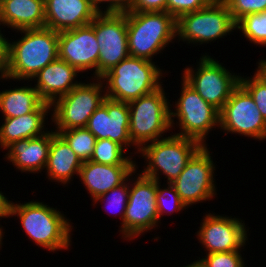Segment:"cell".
I'll return each instance as SVG.
<instances>
[{
  "label": "cell",
  "instance_id": "obj_18",
  "mask_svg": "<svg viewBox=\"0 0 266 267\" xmlns=\"http://www.w3.org/2000/svg\"><path fill=\"white\" fill-rule=\"evenodd\" d=\"M97 14L92 0H45V27L56 32L89 25Z\"/></svg>",
  "mask_w": 266,
  "mask_h": 267
},
{
  "label": "cell",
  "instance_id": "obj_15",
  "mask_svg": "<svg viewBox=\"0 0 266 267\" xmlns=\"http://www.w3.org/2000/svg\"><path fill=\"white\" fill-rule=\"evenodd\" d=\"M90 25L100 48L98 78L129 56L126 13L97 14Z\"/></svg>",
  "mask_w": 266,
  "mask_h": 267
},
{
  "label": "cell",
  "instance_id": "obj_7",
  "mask_svg": "<svg viewBox=\"0 0 266 267\" xmlns=\"http://www.w3.org/2000/svg\"><path fill=\"white\" fill-rule=\"evenodd\" d=\"M165 87L128 103L129 136L140 150L144 145L171 134L169 96ZM167 132L169 134H167Z\"/></svg>",
  "mask_w": 266,
  "mask_h": 267
},
{
  "label": "cell",
  "instance_id": "obj_4",
  "mask_svg": "<svg viewBox=\"0 0 266 267\" xmlns=\"http://www.w3.org/2000/svg\"><path fill=\"white\" fill-rule=\"evenodd\" d=\"M126 19L130 56L153 61L154 56H161L166 47L177 42L176 19L166 11H129Z\"/></svg>",
  "mask_w": 266,
  "mask_h": 267
},
{
  "label": "cell",
  "instance_id": "obj_26",
  "mask_svg": "<svg viewBox=\"0 0 266 267\" xmlns=\"http://www.w3.org/2000/svg\"><path fill=\"white\" fill-rule=\"evenodd\" d=\"M128 198H129V177L122 184L112 188L105 194H102L101 196L92 200L93 202L92 206L95 207V204L104 203V205L101 208H105L104 209L105 212H107V209H109L108 212L112 211L113 215H115V218L116 215L119 216L120 218L119 220L121 221L120 222L121 226H119L120 228L118 231L120 232L119 235L122 237L121 239H123V219L125 216Z\"/></svg>",
  "mask_w": 266,
  "mask_h": 267
},
{
  "label": "cell",
  "instance_id": "obj_3",
  "mask_svg": "<svg viewBox=\"0 0 266 267\" xmlns=\"http://www.w3.org/2000/svg\"><path fill=\"white\" fill-rule=\"evenodd\" d=\"M160 67L155 61L129 55L101 77L106 97L129 103L158 90L168 73Z\"/></svg>",
  "mask_w": 266,
  "mask_h": 267
},
{
  "label": "cell",
  "instance_id": "obj_23",
  "mask_svg": "<svg viewBox=\"0 0 266 267\" xmlns=\"http://www.w3.org/2000/svg\"><path fill=\"white\" fill-rule=\"evenodd\" d=\"M82 161L78 158L67 142L52 129V139L49 148L45 174L48 181L67 187L75 175L78 179ZM57 182V183H56Z\"/></svg>",
  "mask_w": 266,
  "mask_h": 267
},
{
  "label": "cell",
  "instance_id": "obj_28",
  "mask_svg": "<svg viewBox=\"0 0 266 267\" xmlns=\"http://www.w3.org/2000/svg\"><path fill=\"white\" fill-rule=\"evenodd\" d=\"M236 30L249 43L266 47V11L245 15L236 22Z\"/></svg>",
  "mask_w": 266,
  "mask_h": 267
},
{
  "label": "cell",
  "instance_id": "obj_39",
  "mask_svg": "<svg viewBox=\"0 0 266 267\" xmlns=\"http://www.w3.org/2000/svg\"><path fill=\"white\" fill-rule=\"evenodd\" d=\"M9 198L6 196V193L0 191V220L2 218H7V205H8ZM1 222V221H0Z\"/></svg>",
  "mask_w": 266,
  "mask_h": 267
},
{
  "label": "cell",
  "instance_id": "obj_19",
  "mask_svg": "<svg viewBox=\"0 0 266 267\" xmlns=\"http://www.w3.org/2000/svg\"><path fill=\"white\" fill-rule=\"evenodd\" d=\"M52 139V127L42 136L12 142L4 150V159L12 163L16 171L39 174L45 170Z\"/></svg>",
  "mask_w": 266,
  "mask_h": 267
},
{
  "label": "cell",
  "instance_id": "obj_13",
  "mask_svg": "<svg viewBox=\"0 0 266 267\" xmlns=\"http://www.w3.org/2000/svg\"><path fill=\"white\" fill-rule=\"evenodd\" d=\"M219 129L256 141L266 140V121L250 94L239 84L220 110Z\"/></svg>",
  "mask_w": 266,
  "mask_h": 267
},
{
  "label": "cell",
  "instance_id": "obj_17",
  "mask_svg": "<svg viewBox=\"0 0 266 267\" xmlns=\"http://www.w3.org/2000/svg\"><path fill=\"white\" fill-rule=\"evenodd\" d=\"M58 50L59 58L74 67L80 75L93 71L90 78H98L100 48L90 24L58 32Z\"/></svg>",
  "mask_w": 266,
  "mask_h": 267
},
{
  "label": "cell",
  "instance_id": "obj_8",
  "mask_svg": "<svg viewBox=\"0 0 266 267\" xmlns=\"http://www.w3.org/2000/svg\"><path fill=\"white\" fill-rule=\"evenodd\" d=\"M88 80L89 82L81 81L68 94L57 98L51 104V122L48 125H52L56 133L86 127L88 119L102 105L106 98L103 80L101 78H88Z\"/></svg>",
  "mask_w": 266,
  "mask_h": 267
},
{
  "label": "cell",
  "instance_id": "obj_38",
  "mask_svg": "<svg viewBox=\"0 0 266 267\" xmlns=\"http://www.w3.org/2000/svg\"><path fill=\"white\" fill-rule=\"evenodd\" d=\"M256 63L258 65H256L257 68L256 70L254 69V71L266 84V59L265 58L258 59Z\"/></svg>",
  "mask_w": 266,
  "mask_h": 267
},
{
  "label": "cell",
  "instance_id": "obj_1",
  "mask_svg": "<svg viewBox=\"0 0 266 267\" xmlns=\"http://www.w3.org/2000/svg\"><path fill=\"white\" fill-rule=\"evenodd\" d=\"M17 217L28 239L49 252L69 250L72 246L73 223L64 212L44 201L24 203L8 200L7 218Z\"/></svg>",
  "mask_w": 266,
  "mask_h": 267
},
{
  "label": "cell",
  "instance_id": "obj_11",
  "mask_svg": "<svg viewBox=\"0 0 266 267\" xmlns=\"http://www.w3.org/2000/svg\"><path fill=\"white\" fill-rule=\"evenodd\" d=\"M196 63V66L185 67L181 78L207 103L220 111L232 91L239 85L240 73H233L206 52L201 54Z\"/></svg>",
  "mask_w": 266,
  "mask_h": 267
},
{
  "label": "cell",
  "instance_id": "obj_30",
  "mask_svg": "<svg viewBox=\"0 0 266 267\" xmlns=\"http://www.w3.org/2000/svg\"><path fill=\"white\" fill-rule=\"evenodd\" d=\"M165 184V186H164ZM157 181V193L156 204L158 210L159 224H161V218L165 215H173L172 213L183 212L184 209L188 210L187 206L182 202L179 194L171 183H164ZM164 186V187H163Z\"/></svg>",
  "mask_w": 266,
  "mask_h": 267
},
{
  "label": "cell",
  "instance_id": "obj_33",
  "mask_svg": "<svg viewBox=\"0 0 266 267\" xmlns=\"http://www.w3.org/2000/svg\"><path fill=\"white\" fill-rule=\"evenodd\" d=\"M235 22L247 14L266 11V0H223Z\"/></svg>",
  "mask_w": 266,
  "mask_h": 267
},
{
  "label": "cell",
  "instance_id": "obj_20",
  "mask_svg": "<svg viewBox=\"0 0 266 267\" xmlns=\"http://www.w3.org/2000/svg\"><path fill=\"white\" fill-rule=\"evenodd\" d=\"M74 67L59 57L46 65L31 80L40 98L52 104L57 98L68 94L81 81ZM78 80V81H77Z\"/></svg>",
  "mask_w": 266,
  "mask_h": 267
},
{
  "label": "cell",
  "instance_id": "obj_2",
  "mask_svg": "<svg viewBox=\"0 0 266 267\" xmlns=\"http://www.w3.org/2000/svg\"><path fill=\"white\" fill-rule=\"evenodd\" d=\"M21 36L9 40L8 79L31 81L46 65L59 57L58 32L47 28L17 30ZM24 80V81H23Z\"/></svg>",
  "mask_w": 266,
  "mask_h": 267
},
{
  "label": "cell",
  "instance_id": "obj_35",
  "mask_svg": "<svg viewBox=\"0 0 266 267\" xmlns=\"http://www.w3.org/2000/svg\"><path fill=\"white\" fill-rule=\"evenodd\" d=\"M92 4L98 14L127 13L131 0H92Z\"/></svg>",
  "mask_w": 266,
  "mask_h": 267
},
{
  "label": "cell",
  "instance_id": "obj_6",
  "mask_svg": "<svg viewBox=\"0 0 266 267\" xmlns=\"http://www.w3.org/2000/svg\"><path fill=\"white\" fill-rule=\"evenodd\" d=\"M180 80V97L175 105L174 101L170 104L171 128H179L173 134L193 138L206 146L208 135L213 129H219L220 111L207 103L183 78Z\"/></svg>",
  "mask_w": 266,
  "mask_h": 267
},
{
  "label": "cell",
  "instance_id": "obj_21",
  "mask_svg": "<svg viewBox=\"0 0 266 267\" xmlns=\"http://www.w3.org/2000/svg\"><path fill=\"white\" fill-rule=\"evenodd\" d=\"M135 170L136 164L106 165L90 160L82 163L78 178L94 200L122 184Z\"/></svg>",
  "mask_w": 266,
  "mask_h": 267
},
{
  "label": "cell",
  "instance_id": "obj_22",
  "mask_svg": "<svg viewBox=\"0 0 266 267\" xmlns=\"http://www.w3.org/2000/svg\"><path fill=\"white\" fill-rule=\"evenodd\" d=\"M48 117L51 118V104L43 101L31 113L2 119V125L0 122V149L4 151L14 141L44 135L49 131L48 126L46 127V122H49Z\"/></svg>",
  "mask_w": 266,
  "mask_h": 267
},
{
  "label": "cell",
  "instance_id": "obj_31",
  "mask_svg": "<svg viewBox=\"0 0 266 267\" xmlns=\"http://www.w3.org/2000/svg\"><path fill=\"white\" fill-rule=\"evenodd\" d=\"M239 84L250 94L266 121V84L264 81L254 72L251 77L240 74Z\"/></svg>",
  "mask_w": 266,
  "mask_h": 267
},
{
  "label": "cell",
  "instance_id": "obj_12",
  "mask_svg": "<svg viewBox=\"0 0 266 267\" xmlns=\"http://www.w3.org/2000/svg\"><path fill=\"white\" fill-rule=\"evenodd\" d=\"M208 146H202L188 161L178 178L171 183L187 208L218 197L215 179L217 164L213 161V153Z\"/></svg>",
  "mask_w": 266,
  "mask_h": 267
},
{
  "label": "cell",
  "instance_id": "obj_9",
  "mask_svg": "<svg viewBox=\"0 0 266 267\" xmlns=\"http://www.w3.org/2000/svg\"><path fill=\"white\" fill-rule=\"evenodd\" d=\"M236 32V22L223 0H212L200 10L181 15L176 20L178 43L195 46L214 43Z\"/></svg>",
  "mask_w": 266,
  "mask_h": 267
},
{
  "label": "cell",
  "instance_id": "obj_41",
  "mask_svg": "<svg viewBox=\"0 0 266 267\" xmlns=\"http://www.w3.org/2000/svg\"><path fill=\"white\" fill-rule=\"evenodd\" d=\"M4 226H2L1 224H0V250H2V245L4 244L3 243V237H5L4 235H5V232H4V228H3ZM4 234V235H3Z\"/></svg>",
  "mask_w": 266,
  "mask_h": 267
},
{
  "label": "cell",
  "instance_id": "obj_27",
  "mask_svg": "<svg viewBox=\"0 0 266 267\" xmlns=\"http://www.w3.org/2000/svg\"><path fill=\"white\" fill-rule=\"evenodd\" d=\"M126 152L120 144L110 139H97L90 160L106 165L137 164V159Z\"/></svg>",
  "mask_w": 266,
  "mask_h": 267
},
{
  "label": "cell",
  "instance_id": "obj_32",
  "mask_svg": "<svg viewBox=\"0 0 266 267\" xmlns=\"http://www.w3.org/2000/svg\"><path fill=\"white\" fill-rule=\"evenodd\" d=\"M242 250L230 252L210 253L199 258L204 267H247L245 257L242 256Z\"/></svg>",
  "mask_w": 266,
  "mask_h": 267
},
{
  "label": "cell",
  "instance_id": "obj_34",
  "mask_svg": "<svg viewBox=\"0 0 266 267\" xmlns=\"http://www.w3.org/2000/svg\"><path fill=\"white\" fill-rule=\"evenodd\" d=\"M212 0H167V12L176 20L183 14L206 7Z\"/></svg>",
  "mask_w": 266,
  "mask_h": 267
},
{
  "label": "cell",
  "instance_id": "obj_10",
  "mask_svg": "<svg viewBox=\"0 0 266 267\" xmlns=\"http://www.w3.org/2000/svg\"><path fill=\"white\" fill-rule=\"evenodd\" d=\"M139 167L136 164V170L129 176V198L123 219V240L126 242L161 226L156 204L157 181L143 176Z\"/></svg>",
  "mask_w": 266,
  "mask_h": 267
},
{
  "label": "cell",
  "instance_id": "obj_16",
  "mask_svg": "<svg viewBox=\"0 0 266 267\" xmlns=\"http://www.w3.org/2000/svg\"><path fill=\"white\" fill-rule=\"evenodd\" d=\"M129 121L128 103L106 97L102 105L88 119L86 128L96 139H110L120 144L133 157L138 156L139 149L129 136ZM132 147V152H129L131 150L128 148Z\"/></svg>",
  "mask_w": 266,
  "mask_h": 267
},
{
  "label": "cell",
  "instance_id": "obj_36",
  "mask_svg": "<svg viewBox=\"0 0 266 267\" xmlns=\"http://www.w3.org/2000/svg\"><path fill=\"white\" fill-rule=\"evenodd\" d=\"M1 26V25H0ZM4 27H0V81H8V70H9V38H6ZM4 32V33H2ZM2 79V80H1Z\"/></svg>",
  "mask_w": 266,
  "mask_h": 267
},
{
  "label": "cell",
  "instance_id": "obj_5",
  "mask_svg": "<svg viewBox=\"0 0 266 267\" xmlns=\"http://www.w3.org/2000/svg\"><path fill=\"white\" fill-rule=\"evenodd\" d=\"M203 145L188 137H182L173 132L164 138L144 145L139 150L138 158L145 159L144 169L139 172L147 177L166 183L175 181L184 170L188 161ZM163 175V178H161Z\"/></svg>",
  "mask_w": 266,
  "mask_h": 267
},
{
  "label": "cell",
  "instance_id": "obj_40",
  "mask_svg": "<svg viewBox=\"0 0 266 267\" xmlns=\"http://www.w3.org/2000/svg\"><path fill=\"white\" fill-rule=\"evenodd\" d=\"M180 267H204V265L200 262L199 259L195 260V261H191V263L187 265H183V266H180Z\"/></svg>",
  "mask_w": 266,
  "mask_h": 267
},
{
  "label": "cell",
  "instance_id": "obj_24",
  "mask_svg": "<svg viewBox=\"0 0 266 267\" xmlns=\"http://www.w3.org/2000/svg\"><path fill=\"white\" fill-rule=\"evenodd\" d=\"M0 25L13 33L45 27V0H0Z\"/></svg>",
  "mask_w": 266,
  "mask_h": 267
},
{
  "label": "cell",
  "instance_id": "obj_14",
  "mask_svg": "<svg viewBox=\"0 0 266 267\" xmlns=\"http://www.w3.org/2000/svg\"><path fill=\"white\" fill-rule=\"evenodd\" d=\"M211 212L204 213L200 227L195 232L198 243L206 254L245 249L247 243L249 244L250 234L244 220Z\"/></svg>",
  "mask_w": 266,
  "mask_h": 267
},
{
  "label": "cell",
  "instance_id": "obj_37",
  "mask_svg": "<svg viewBox=\"0 0 266 267\" xmlns=\"http://www.w3.org/2000/svg\"><path fill=\"white\" fill-rule=\"evenodd\" d=\"M129 11L167 12V0H131Z\"/></svg>",
  "mask_w": 266,
  "mask_h": 267
},
{
  "label": "cell",
  "instance_id": "obj_29",
  "mask_svg": "<svg viewBox=\"0 0 266 267\" xmlns=\"http://www.w3.org/2000/svg\"><path fill=\"white\" fill-rule=\"evenodd\" d=\"M58 134L72 148L82 163L90 161L97 139L86 127L62 130Z\"/></svg>",
  "mask_w": 266,
  "mask_h": 267
},
{
  "label": "cell",
  "instance_id": "obj_25",
  "mask_svg": "<svg viewBox=\"0 0 266 267\" xmlns=\"http://www.w3.org/2000/svg\"><path fill=\"white\" fill-rule=\"evenodd\" d=\"M0 91V112L3 119L23 116L33 112L43 100L38 95V91L28 84Z\"/></svg>",
  "mask_w": 266,
  "mask_h": 267
}]
</instances>
